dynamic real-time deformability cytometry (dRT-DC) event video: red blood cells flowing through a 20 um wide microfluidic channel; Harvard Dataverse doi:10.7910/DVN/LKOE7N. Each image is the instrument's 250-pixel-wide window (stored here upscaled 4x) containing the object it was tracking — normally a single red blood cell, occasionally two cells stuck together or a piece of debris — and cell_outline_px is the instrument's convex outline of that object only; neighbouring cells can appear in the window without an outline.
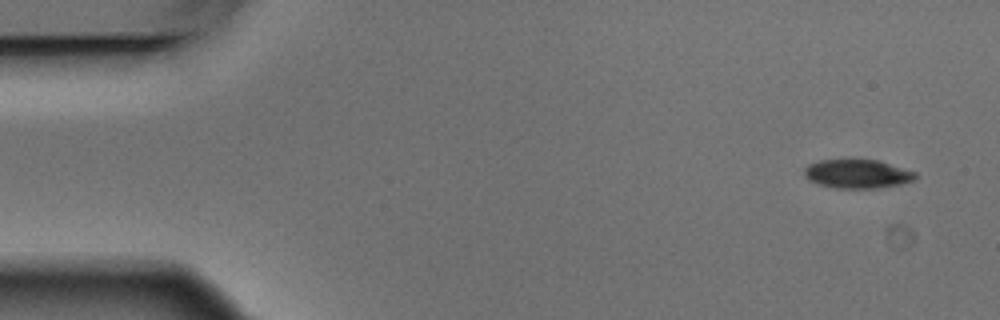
{"species": "Egyptian fruit bat (a non-hibernating species)", "species_latin": "Rousettus aegyptiacus", "temperature_condition": "warm", "stored_images_in_passage": 4, "camera_frame_rate_fps": 3000, "um_per_image_px": 0.085, "animal": {"sex": "male"}, "frame": {"image": 1, "passage_image": 1, "time_ms": 0.0, "image_size_px": [1000, 320], "cell_outline_px": [[916, 176], [912, 180], [900, 184], [876, 188], [836, 188], [820, 184], [808, 180], [804, 176], [804, 168], [808, 164], [820, 160], [852, 156], [880, 160], [916, 172]], "centroid_in_image_um": [72.83, 14.71], "position_along_channel_um": 12.2, "area_um2": 19.42}}
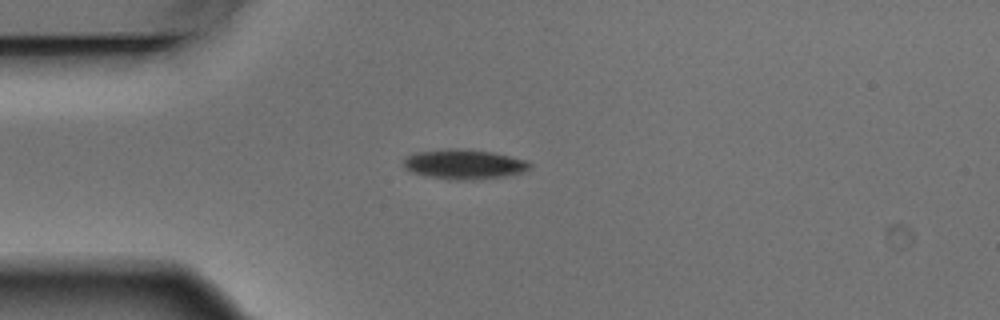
{"frame": {"image": 2, "passage_image": 4, "time_ms": 1.0, "image_size_px": [1000, 320], "cell_outline_px": [[532, 164], [524, 172], [504, 176], [472, 180], [448, 180], [424, 176], [412, 172], [404, 168], [404, 160], [408, 156], [416, 152], [448, 148], [456, 148], [492, 152], [524, 160]], "centroid_in_image_um": [39.4, 13.97], "position_along_channel_um": 45.6, "area_um2": 21.85}}